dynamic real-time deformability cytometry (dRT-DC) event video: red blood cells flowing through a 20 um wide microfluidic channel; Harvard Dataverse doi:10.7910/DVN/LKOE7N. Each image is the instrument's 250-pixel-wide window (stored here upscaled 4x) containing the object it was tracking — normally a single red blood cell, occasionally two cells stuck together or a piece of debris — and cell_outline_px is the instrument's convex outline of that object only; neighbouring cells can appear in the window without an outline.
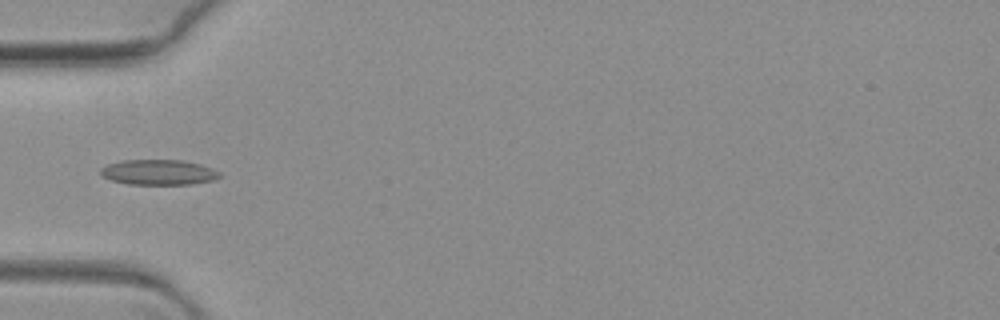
{"species": "common noctule bat (a hibernating species)", "species_latin": "Nyctalus noctula", "temperature_condition": "warm", "stored_images_in_passage": 3, "camera_frame_rate_fps": 3000, "um_per_image_px": 0.085, "animal": {"sex": "female", "body_mass_g": 19.3, "forearm_length_mm": 54.1}, "frame": {"image": 1, "passage_image": 1, "time_ms": 0.0, "image_size_px": [1000, 320], "cell_outline_px": [[220, 176], [212, 180], [192, 184], [128, 184], [112, 180], [104, 176], [100, 172], [100, 168], [108, 164], [124, 160], [184, 160], [200, 164], [212, 168], [220, 172]], "centroid_in_image_um": [13.49, 14.63], "position_along_channel_um": 71.5, "area_um2": 17.4}}
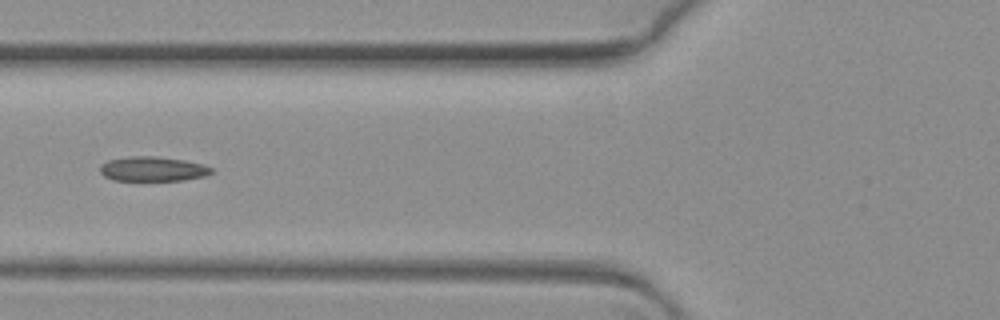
{"frame": {"image": 2, "passage_image": 2, "time_ms": 0.333, "image_size_px": [1000, 320], "cell_outline_px": [[212, 172], [204, 176], [184, 180], [112, 180], [104, 176], [100, 172], [100, 164], [108, 160], [132, 156], [156, 156], [184, 160], [204, 164], [212, 168]], "centroid_in_image_um": [12.97, 14.35], "position_along_channel_um": 112.8, "area_um2": 15.95}}
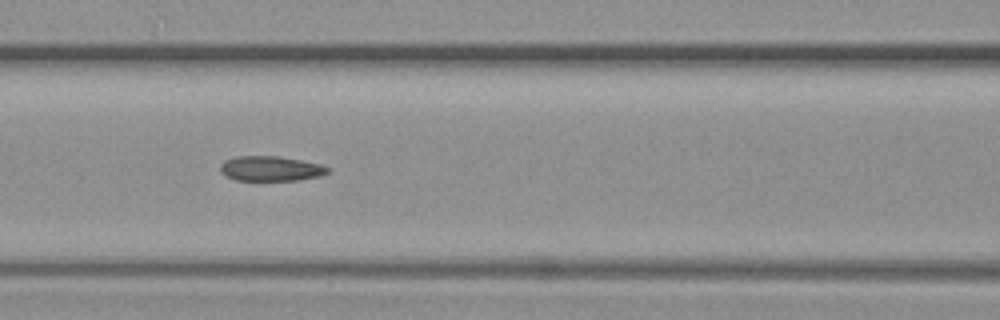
{"frame": {"image": 3, "passage_image": 3, "time_ms": 0.667, "image_size_px": [1000, 320], "cell_outline_px": [[332, 168], [328, 172], [320, 176], [296, 180], [236, 180], [220, 172], [220, 164], [224, 160], [236, 156], [280, 156], [320, 164]], "centroid_in_image_um": [23.01, 14.32], "position_along_channel_um": 143.6, "area_um2": 15.61}}